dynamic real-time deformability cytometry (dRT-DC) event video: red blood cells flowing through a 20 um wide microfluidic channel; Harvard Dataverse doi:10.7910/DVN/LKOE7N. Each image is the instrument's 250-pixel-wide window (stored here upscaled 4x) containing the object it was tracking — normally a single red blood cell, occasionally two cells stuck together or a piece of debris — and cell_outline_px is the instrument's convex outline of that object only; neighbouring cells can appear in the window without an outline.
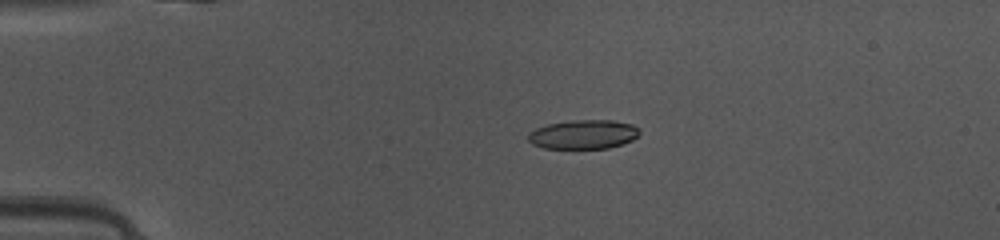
{"species": "common noctule bat (a hibernating species)", "species_latin": "Nyctalus noctula", "temperature_condition": "warm", "stored_images_in_passage": 38, "camera_frame_rate_fps": 3000, "um_per_image_px": 0.085, "animal": {"sex": "female", "body_mass_g": 10.0, "forearm_length_mm": 53.1}, "frame": {"image": 1, "passage_image": 1, "time_ms": 0.0, "image_size_px": [1000, 240], "cell_outline_px": [[640, 132], [632, 140], [624, 144], [608, 148], [544, 148], [532, 144], [528, 140], [528, 132], [536, 128], [548, 124], [576, 120], [612, 120], [632, 124], [640, 128]], "centroid_in_image_um": [49.6, 11.42], "position_along_channel_um": 35.4, "area_um2": 18.9}}
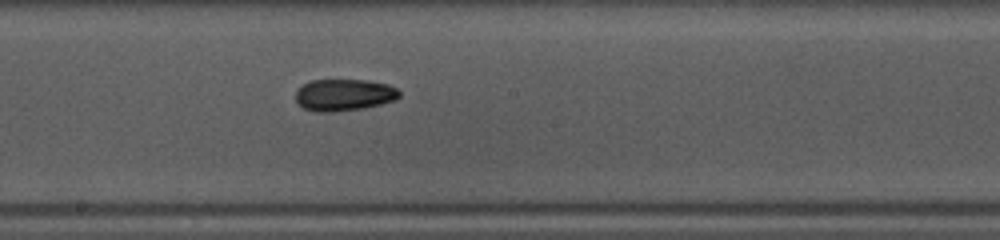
{"frame": {"image": 2, "passage_image": 17, "time_ms": 5.333, "image_size_px": [1000, 240], "cell_outline_px": [[400, 96], [396, 100], [364, 108], [332, 112], [316, 112], [304, 108], [296, 100], [296, 92], [304, 84], [312, 80], [368, 80], [388, 84], [396, 88], [400, 92]], "centroid_in_image_um": [29.27, 8.07], "position_along_channel_um": 218.9, "area_um2": 19.19}}
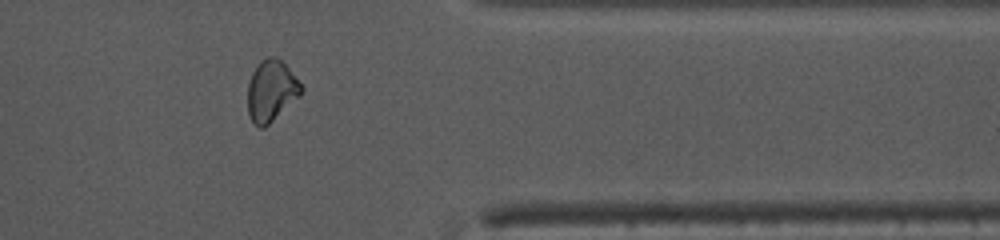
{"frame": {"image": 3, "passage_image": 30, "time_ms": 9.667, "image_size_px": [1000, 240], "cell_outline_px": [[304, 92], [300, 96], [264, 128], [260, 128], [252, 120], [248, 112], [248, 84], [252, 72], [260, 60], [268, 56], [276, 56], [288, 68], [304, 88]], "centroid_in_image_um": [23.06, 7.7], "position_along_channel_um": 388.3, "area_um2": 19.02}, "authors_computed_cell_mechanics": {"area_um2": 19.0162, "velocity_mm_per_s": 4.1435, "shape_relaxation_time_tau1_ms": 8.6454, "shape_relaxation_time_tau2_ms": 6.6939, "deformation_change_tau1": 0.1577, "deformation_change_tau2": 0.1157}}